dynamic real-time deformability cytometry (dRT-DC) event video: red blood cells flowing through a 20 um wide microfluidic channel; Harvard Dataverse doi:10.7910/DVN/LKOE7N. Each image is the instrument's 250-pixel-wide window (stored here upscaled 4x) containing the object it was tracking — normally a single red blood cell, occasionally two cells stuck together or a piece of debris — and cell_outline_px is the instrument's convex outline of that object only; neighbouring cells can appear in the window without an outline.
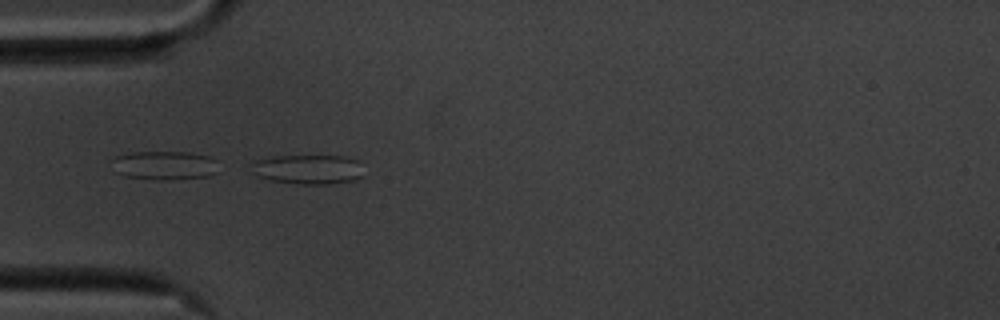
{"species": "common noctule bat (a hibernating species)", "species_latin": "Nyctalus noctula", "temperature_condition": "cold", "stored_images_in_passage": 56, "camera_frame_rate_fps": 3000, "um_per_image_px": 0.085, "animal": {"sex": "male", "body_mass_g": 20.1, "forearm_length_mm": 53.5}, "frame": {"image": 1, "passage_image": 17, "time_ms": 5.333, "image_size_px": [1000, 320], "cell_outline_px": [[364, 176], [352, 180], [328, 184], [300, 184], [272, 180], [256, 176], [248, 164], [252, 160], [264, 156], [344, 156], [356, 160]], "centroid_in_image_um": [26.08, 14.38], "position_along_channel_um": 58.9, "area_um2": 19.48}}
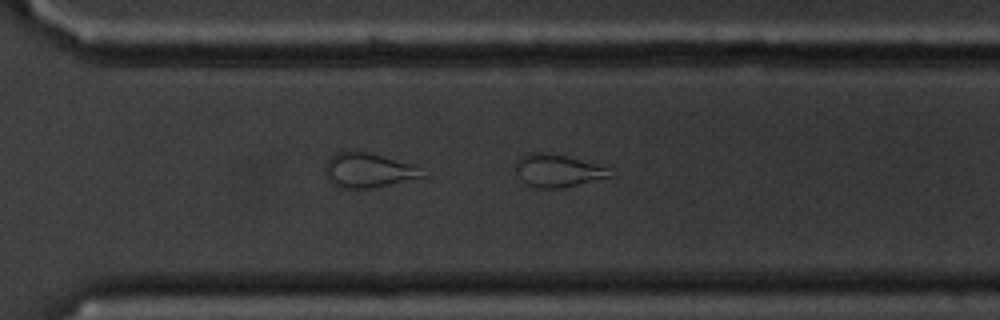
{"frame": {"image": 2, "passage_image": 40, "time_ms": 13.0, "image_size_px": [1000, 320], "cell_outline_px": [[616, 176], [556, 188], [536, 188], [520, 180], [516, 168], [516, 160], [528, 152], [544, 152], [564, 156], [592, 164], [616, 172]], "centroid_in_image_um": [47.37, 14.51], "position_along_channel_um": 323.2, "area_um2": 17.51}}
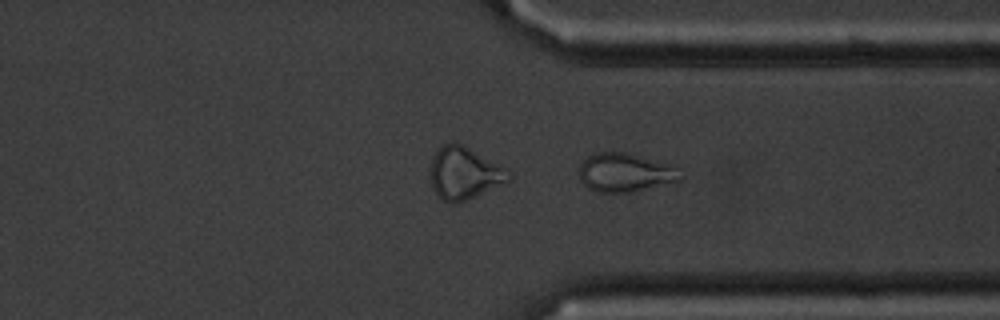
{"frame": {"image": 3, "passage_image": 43, "time_ms": 14.0, "image_size_px": [1000, 320], "cell_outline_px": [[684, 176], [680, 180], [628, 192], [600, 192], [588, 188], [580, 180], [580, 164], [588, 156], [600, 152], [624, 152], [640, 156], [664, 164], [672, 168]], "centroid_in_image_um": [53.06, 14.67], "position_along_channel_um": 358.3, "area_um2": 21.96}, "authors_computed_cell_mechanics": {"area_um2": 23.5246, "velocity_mm_per_s": 3.4932, "shape_relaxation_time_tau1_ms": null, "shape_relaxation_time_tau2_ms": 2.8461, "deformation_change_tau1": null, "deformation_change_tau2": 0.1048}}